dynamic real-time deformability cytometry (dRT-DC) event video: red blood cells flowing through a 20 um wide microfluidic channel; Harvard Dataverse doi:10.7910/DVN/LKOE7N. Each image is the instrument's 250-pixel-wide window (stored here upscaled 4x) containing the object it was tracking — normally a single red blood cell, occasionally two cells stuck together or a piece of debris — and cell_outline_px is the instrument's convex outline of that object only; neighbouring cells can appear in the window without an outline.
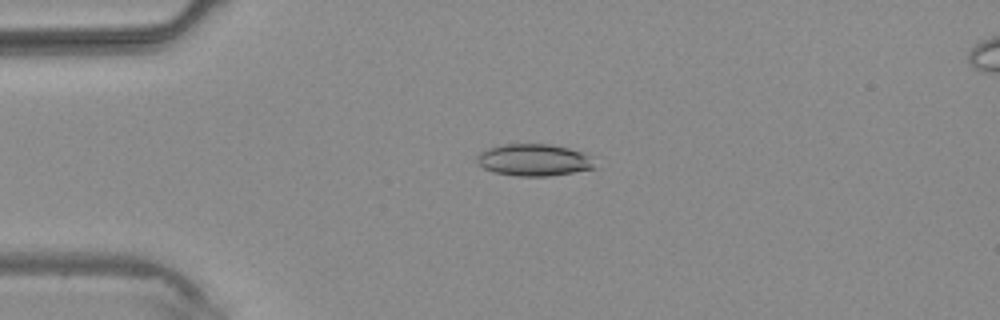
{"species": "common noctule bat (a hibernating species)", "species_latin": "Nyctalus noctula", "temperature_condition": "warm", "stored_images_in_passage": 4, "camera_frame_rate_fps": 3000, "um_per_image_px": 0.085, "animal": {"sex": "male", "body_mass_g": 20.4}, "frame": {"image": 1, "passage_image": 3, "time_ms": 2.333, "image_size_px": [1000, 320], "cell_outline_px": [[600, 168], [548, 176], [516, 176], [496, 172], [484, 168], [476, 160], [476, 156], [480, 152], [488, 148], [504, 144], [552, 144], [584, 152], [596, 156]], "centroid_in_image_um": [45.53, 13.59], "position_along_channel_um": 39.5, "area_um2": 22.48}}